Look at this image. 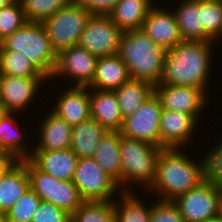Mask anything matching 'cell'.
I'll return each instance as SVG.
<instances>
[{"label":"cell","mask_w":222,"mask_h":222,"mask_svg":"<svg viewBox=\"0 0 222 222\" xmlns=\"http://www.w3.org/2000/svg\"><path fill=\"white\" fill-rule=\"evenodd\" d=\"M213 41L183 40L167 50L159 83L206 90Z\"/></svg>","instance_id":"1"},{"label":"cell","mask_w":222,"mask_h":222,"mask_svg":"<svg viewBox=\"0 0 222 222\" xmlns=\"http://www.w3.org/2000/svg\"><path fill=\"white\" fill-rule=\"evenodd\" d=\"M205 180L204 161H191L178 148H163L156 164V175L149 191L161 197L157 200L173 201L179 195L197 187Z\"/></svg>","instance_id":"2"},{"label":"cell","mask_w":222,"mask_h":222,"mask_svg":"<svg viewBox=\"0 0 222 222\" xmlns=\"http://www.w3.org/2000/svg\"><path fill=\"white\" fill-rule=\"evenodd\" d=\"M165 54L142 28L123 31L118 55L126 64L130 78L157 85L162 77Z\"/></svg>","instance_id":"3"},{"label":"cell","mask_w":222,"mask_h":222,"mask_svg":"<svg viewBox=\"0 0 222 222\" xmlns=\"http://www.w3.org/2000/svg\"><path fill=\"white\" fill-rule=\"evenodd\" d=\"M0 50L23 53L45 77H52L57 54L42 22H27L0 41Z\"/></svg>","instance_id":"4"},{"label":"cell","mask_w":222,"mask_h":222,"mask_svg":"<svg viewBox=\"0 0 222 222\" xmlns=\"http://www.w3.org/2000/svg\"><path fill=\"white\" fill-rule=\"evenodd\" d=\"M163 148L120 133L121 187L125 182L143 184L148 189L156 175V164Z\"/></svg>","instance_id":"5"},{"label":"cell","mask_w":222,"mask_h":222,"mask_svg":"<svg viewBox=\"0 0 222 222\" xmlns=\"http://www.w3.org/2000/svg\"><path fill=\"white\" fill-rule=\"evenodd\" d=\"M30 177V188L41 201L52 203L73 214L85 201L72 181L58 179L40 170L29 158L21 160Z\"/></svg>","instance_id":"6"},{"label":"cell","mask_w":222,"mask_h":222,"mask_svg":"<svg viewBox=\"0 0 222 222\" xmlns=\"http://www.w3.org/2000/svg\"><path fill=\"white\" fill-rule=\"evenodd\" d=\"M90 17L88 11L71 0L64 8L42 22L56 54L78 45Z\"/></svg>","instance_id":"7"},{"label":"cell","mask_w":222,"mask_h":222,"mask_svg":"<svg viewBox=\"0 0 222 222\" xmlns=\"http://www.w3.org/2000/svg\"><path fill=\"white\" fill-rule=\"evenodd\" d=\"M72 182L84 201H113L110 199L119 189L118 183L110 177L92 158H79Z\"/></svg>","instance_id":"8"},{"label":"cell","mask_w":222,"mask_h":222,"mask_svg":"<svg viewBox=\"0 0 222 222\" xmlns=\"http://www.w3.org/2000/svg\"><path fill=\"white\" fill-rule=\"evenodd\" d=\"M221 188L204 180L197 187L176 197L173 203L185 222H208L217 217Z\"/></svg>","instance_id":"9"},{"label":"cell","mask_w":222,"mask_h":222,"mask_svg":"<svg viewBox=\"0 0 222 222\" xmlns=\"http://www.w3.org/2000/svg\"><path fill=\"white\" fill-rule=\"evenodd\" d=\"M162 110L158 97L151 94L134 113L124 118L121 135L160 147Z\"/></svg>","instance_id":"10"},{"label":"cell","mask_w":222,"mask_h":222,"mask_svg":"<svg viewBox=\"0 0 222 222\" xmlns=\"http://www.w3.org/2000/svg\"><path fill=\"white\" fill-rule=\"evenodd\" d=\"M122 33L109 15H91L78 45L97 57L117 55Z\"/></svg>","instance_id":"11"},{"label":"cell","mask_w":222,"mask_h":222,"mask_svg":"<svg viewBox=\"0 0 222 222\" xmlns=\"http://www.w3.org/2000/svg\"><path fill=\"white\" fill-rule=\"evenodd\" d=\"M163 109L188 113L198 119L199 112L206 104V92L194 86H177L158 83L154 86Z\"/></svg>","instance_id":"12"},{"label":"cell","mask_w":222,"mask_h":222,"mask_svg":"<svg viewBox=\"0 0 222 222\" xmlns=\"http://www.w3.org/2000/svg\"><path fill=\"white\" fill-rule=\"evenodd\" d=\"M98 57L79 45L71 46L57 54L52 77L65 74L76 82L75 86H88L94 77Z\"/></svg>","instance_id":"13"},{"label":"cell","mask_w":222,"mask_h":222,"mask_svg":"<svg viewBox=\"0 0 222 222\" xmlns=\"http://www.w3.org/2000/svg\"><path fill=\"white\" fill-rule=\"evenodd\" d=\"M47 79V77H11L0 74V101L9 112L24 111L35 97L39 85Z\"/></svg>","instance_id":"14"},{"label":"cell","mask_w":222,"mask_h":222,"mask_svg":"<svg viewBox=\"0 0 222 222\" xmlns=\"http://www.w3.org/2000/svg\"><path fill=\"white\" fill-rule=\"evenodd\" d=\"M142 30L165 51L183 41L175 14L158 7L151 8L143 22Z\"/></svg>","instance_id":"15"},{"label":"cell","mask_w":222,"mask_h":222,"mask_svg":"<svg viewBox=\"0 0 222 222\" xmlns=\"http://www.w3.org/2000/svg\"><path fill=\"white\" fill-rule=\"evenodd\" d=\"M197 118L188 113L162 110L160 119V148H180L196 129Z\"/></svg>","instance_id":"16"},{"label":"cell","mask_w":222,"mask_h":222,"mask_svg":"<svg viewBox=\"0 0 222 222\" xmlns=\"http://www.w3.org/2000/svg\"><path fill=\"white\" fill-rule=\"evenodd\" d=\"M94 90V93H89L90 117L96 120L106 131L120 132L124 119L115 92Z\"/></svg>","instance_id":"17"},{"label":"cell","mask_w":222,"mask_h":222,"mask_svg":"<svg viewBox=\"0 0 222 222\" xmlns=\"http://www.w3.org/2000/svg\"><path fill=\"white\" fill-rule=\"evenodd\" d=\"M29 159L42 171L62 180L72 181L78 157L70 149L33 151Z\"/></svg>","instance_id":"18"},{"label":"cell","mask_w":222,"mask_h":222,"mask_svg":"<svg viewBox=\"0 0 222 222\" xmlns=\"http://www.w3.org/2000/svg\"><path fill=\"white\" fill-rule=\"evenodd\" d=\"M86 86H71L57 100L53 112L71 126L90 118L89 91Z\"/></svg>","instance_id":"19"},{"label":"cell","mask_w":222,"mask_h":222,"mask_svg":"<svg viewBox=\"0 0 222 222\" xmlns=\"http://www.w3.org/2000/svg\"><path fill=\"white\" fill-rule=\"evenodd\" d=\"M129 79L127 66L118 54L98 57L94 77L87 87L114 91Z\"/></svg>","instance_id":"20"},{"label":"cell","mask_w":222,"mask_h":222,"mask_svg":"<svg viewBox=\"0 0 222 222\" xmlns=\"http://www.w3.org/2000/svg\"><path fill=\"white\" fill-rule=\"evenodd\" d=\"M30 189L27 168L18 161L0 182V214H6Z\"/></svg>","instance_id":"21"},{"label":"cell","mask_w":222,"mask_h":222,"mask_svg":"<svg viewBox=\"0 0 222 222\" xmlns=\"http://www.w3.org/2000/svg\"><path fill=\"white\" fill-rule=\"evenodd\" d=\"M41 125V139L33 151H52L70 148L72 126L53 111Z\"/></svg>","instance_id":"22"},{"label":"cell","mask_w":222,"mask_h":222,"mask_svg":"<svg viewBox=\"0 0 222 222\" xmlns=\"http://www.w3.org/2000/svg\"><path fill=\"white\" fill-rule=\"evenodd\" d=\"M92 158L121 187L120 132L106 131Z\"/></svg>","instance_id":"23"},{"label":"cell","mask_w":222,"mask_h":222,"mask_svg":"<svg viewBox=\"0 0 222 222\" xmlns=\"http://www.w3.org/2000/svg\"><path fill=\"white\" fill-rule=\"evenodd\" d=\"M183 40L213 41L205 32L201 22L199 0H182L174 12Z\"/></svg>","instance_id":"24"},{"label":"cell","mask_w":222,"mask_h":222,"mask_svg":"<svg viewBox=\"0 0 222 222\" xmlns=\"http://www.w3.org/2000/svg\"><path fill=\"white\" fill-rule=\"evenodd\" d=\"M151 3L152 0H119L109 16L122 31L141 29L154 6Z\"/></svg>","instance_id":"25"},{"label":"cell","mask_w":222,"mask_h":222,"mask_svg":"<svg viewBox=\"0 0 222 222\" xmlns=\"http://www.w3.org/2000/svg\"><path fill=\"white\" fill-rule=\"evenodd\" d=\"M106 130L93 118L72 126L70 149L78 158L93 157Z\"/></svg>","instance_id":"26"},{"label":"cell","mask_w":222,"mask_h":222,"mask_svg":"<svg viewBox=\"0 0 222 222\" xmlns=\"http://www.w3.org/2000/svg\"><path fill=\"white\" fill-rule=\"evenodd\" d=\"M114 92L124 119L134 113L154 93V86L146 81L130 78Z\"/></svg>","instance_id":"27"},{"label":"cell","mask_w":222,"mask_h":222,"mask_svg":"<svg viewBox=\"0 0 222 222\" xmlns=\"http://www.w3.org/2000/svg\"><path fill=\"white\" fill-rule=\"evenodd\" d=\"M0 74L11 77H45L21 52L0 50Z\"/></svg>","instance_id":"28"},{"label":"cell","mask_w":222,"mask_h":222,"mask_svg":"<svg viewBox=\"0 0 222 222\" xmlns=\"http://www.w3.org/2000/svg\"><path fill=\"white\" fill-rule=\"evenodd\" d=\"M13 112H9L0 121V146L8 156L17 158L19 161L28 159L30 154L27 152L24 143L21 142L22 134L13 126Z\"/></svg>","instance_id":"29"},{"label":"cell","mask_w":222,"mask_h":222,"mask_svg":"<svg viewBox=\"0 0 222 222\" xmlns=\"http://www.w3.org/2000/svg\"><path fill=\"white\" fill-rule=\"evenodd\" d=\"M122 195V207L114 201L115 222H151L150 207L146 208L128 189L123 190Z\"/></svg>","instance_id":"30"},{"label":"cell","mask_w":222,"mask_h":222,"mask_svg":"<svg viewBox=\"0 0 222 222\" xmlns=\"http://www.w3.org/2000/svg\"><path fill=\"white\" fill-rule=\"evenodd\" d=\"M72 222H115L114 201H85L72 214Z\"/></svg>","instance_id":"31"},{"label":"cell","mask_w":222,"mask_h":222,"mask_svg":"<svg viewBox=\"0 0 222 222\" xmlns=\"http://www.w3.org/2000/svg\"><path fill=\"white\" fill-rule=\"evenodd\" d=\"M71 0H20L27 22H43Z\"/></svg>","instance_id":"32"},{"label":"cell","mask_w":222,"mask_h":222,"mask_svg":"<svg viewBox=\"0 0 222 222\" xmlns=\"http://www.w3.org/2000/svg\"><path fill=\"white\" fill-rule=\"evenodd\" d=\"M204 32L215 41L222 35V0H199Z\"/></svg>","instance_id":"33"},{"label":"cell","mask_w":222,"mask_h":222,"mask_svg":"<svg viewBox=\"0 0 222 222\" xmlns=\"http://www.w3.org/2000/svg\"><path fill=\"white\" fill-rule=\"evenodd\" d=\"M40 203L41 198L30 189L5 215L9 222H32Z\"/></svg>","instance_id":"34"},{"label":"cell","mask_w":222,"mask_h":222,"mask_svg":"<svg viewBox=\"0 0 222 222\" xmlns=\"http://www.w3.org/2000/svg\"><path fill=\"white\" fill-rule=\"evenodd\" d=\"M27 23L20 1L0 7V41Z\"/></svg>","instance_id":"35"},{"label":"cell","mask_w":222,"mask_h":222,"mask_svg":"<svg viewBox=\"0 0 222 222\" xmlns=\"http://www.w3.org/2000/svg\"><path fill=\"white\" fill-rule=\"evenodd\" d=\"M204 159L205 180L222 187V142L210 150Z\"/></svg>","instance_id":"36"},{"label":"cell","mask_w":222,"mask_h":222,"mask_svg":"<svg viewBox=\"0 0 222 222\" xmlns=\"http://www.w3.org/2000/svg\"><path fill=\"white\" fill-rule=\"evenodd\" d=\"M157 201L151 206V222H185L173 201Z\"/></svg>","instance_id":"37"},{"label":"cell","mask_w":222,"mask_h":222,"mask_svg":"<svg viewBox=\"0 0 222 222\" xmlns=\"http://www.w3.org/2000/svg\"><path fill=\"white\" fill-rule=\"evenodd\" d=\"M32 222H72V215L52 203L41 201Z\"/></svg>","instance_id":"38"},{"label":"cell","mask_w":222,"mask_h":222,"mask_svg":"<svg viewBox=\"0 0 222 222\" xmlns=\"http://www.w3.org/2000/svg\"><path fill=\"white\" fill-rule=\"evenodd\" d=\"M91 15H109L119 0H74Z\"/></svg>","instance_id":"39"},{"label":"cell","mask_w":222,"mask_h":222,"mask_svg":"<svg viewBox=\"0 0 222 222\" xmlns=\"http://www.w3.org/2000/svg\"><path fill=\"white\" fill-rule=\"evenodd\" d=\"M17 162H0V182L3 180L6 173L16 164Z\"/></svg>","instance_id":"40"},{"label":"cell","mask_w":222,"mask_h":222,"mask_svg":"<svg viewBox=\"0 0 222 222\" xmlns=\"http://www.w3.org/2000/svg\"><path fill=\"white\" fill-rule=\"evenodd\" d=\"M18 162L17 158L8 156L7 153L0 146V162Z\"/></svg>","instance_id":"41"},{"label":"cell","mask_w":222,"mask_h":222,"mask_svg":"<svg viewBox=\"0 0 222 222\" xmlns=\"http://www.w3.org/2000/svg\"><path fill=\"white\" fill-rule=\"evenodd\" d=\"M9 111L6 109V106L0 101V121L7 115Z\"/></svg>","instance_id":"42"},{"label":"cell","mask_w":222,"mask_h":222,"mask_svg":"<svg viewBox=\"0 0 222 222\" xmlns=\"http://www.w3.org/2000/svg\"><path fill=\"white\" fill-rule=\"evenodd\" d=\"M217 217L222 219V188H221V193H220V197H219Z\"/></svg>","instance_id":"43"},{"label":"cell","mask_w":222,"mask_h":222,"mask_svg":"<svg viewBox=\"0 0 222 222\" xmlns=\"http://www.w3.org/2000/svg\"><path fill=\"white\" fill-rule=\"evenodd\" d=\"M19 2L18 0H0V7L8 6Z\"/></svg>","instance_id":"44"},{"label":"cell","mask_w":222,"mask_h":222,"mask_svg":"<svg viewBox=\"0 0 222 222\" xmlns=\"http://www.w3.org/2000/svg\"><path fill=\"white\" fill-rule=\"evenodd\" d=\"M0 222H9L5 214H0Z\"/></svg>","instance_id":"45"},{"label":"cell","mask_w":222,"mask_h":222,"mask_svg":"<svg viewBox=\"0 0 222 222\" xmlns=\"http://www.w3.org/2000/svg\"><path fill=\"white\" fill-rule=\"evenodd\" d=\"M208 222H222V219L219 217H215V218L209 220Z\"/></svg>","instance_id":"46"}]
</instances>
